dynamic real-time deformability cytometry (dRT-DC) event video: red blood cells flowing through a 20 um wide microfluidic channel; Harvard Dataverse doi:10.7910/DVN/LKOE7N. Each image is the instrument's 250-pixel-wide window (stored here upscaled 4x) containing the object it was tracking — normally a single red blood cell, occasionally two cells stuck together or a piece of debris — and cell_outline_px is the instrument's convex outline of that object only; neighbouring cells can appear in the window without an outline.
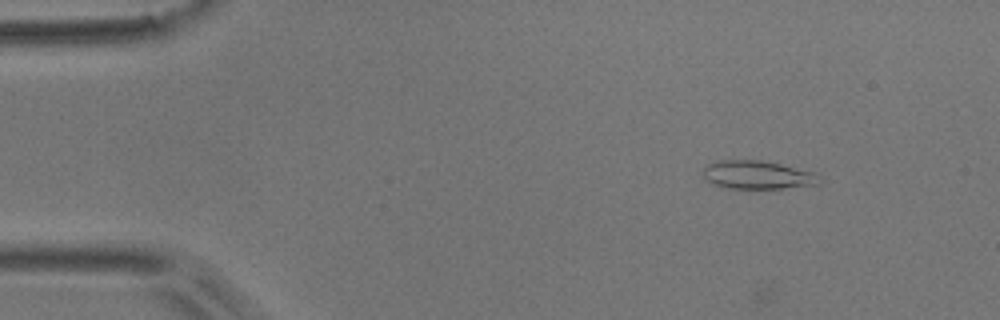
{"species": "common noctule bat (a hibernating species)", "species_latin": "Nyctalus noctula", "temperature_condition": "room temperature", "stored_images_in_passage": 5, "camera_frame_rate_fps": 3000, "um_per_image_px": 0.085, "animal": {"sex": "male", "body_mass_g": 17.9}, "frame": {"image": 1, "passage_image": 1, "time_ms": 0.0, "image_size_px": [1000, 320], "cell_outline_px": [[820, 184], [780, 188], [728, 188], [712, 184], [704, 176], [704, 168], [708, 164], [716, 160], [760, 160], [780, 164], [816, 172], [820, 176]], "centroid_in_image_um": [64.41, 14.86], "position_along_channel_um": 20.6, "area_um2": 19.13}}
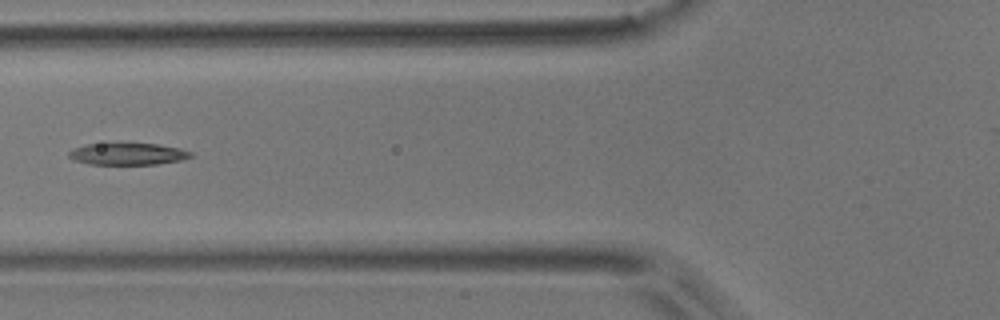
{"frame": {"image": 2, "passage_image": 5, "time_ms": 1.333, "image_size_px": [1000, 320], "cell_outline_px": [[196, 156], [180, 160], [156, 164], [88, 164], [72, 160], [68, 156], [68, 152], [76, 148], [88, 144], [160, 144], [180, 148], [192, 152]], "centroid_in_image_um": [10.9, 13.09], "position_along_channel_um": 114.9, "area_um2": 15.43}}